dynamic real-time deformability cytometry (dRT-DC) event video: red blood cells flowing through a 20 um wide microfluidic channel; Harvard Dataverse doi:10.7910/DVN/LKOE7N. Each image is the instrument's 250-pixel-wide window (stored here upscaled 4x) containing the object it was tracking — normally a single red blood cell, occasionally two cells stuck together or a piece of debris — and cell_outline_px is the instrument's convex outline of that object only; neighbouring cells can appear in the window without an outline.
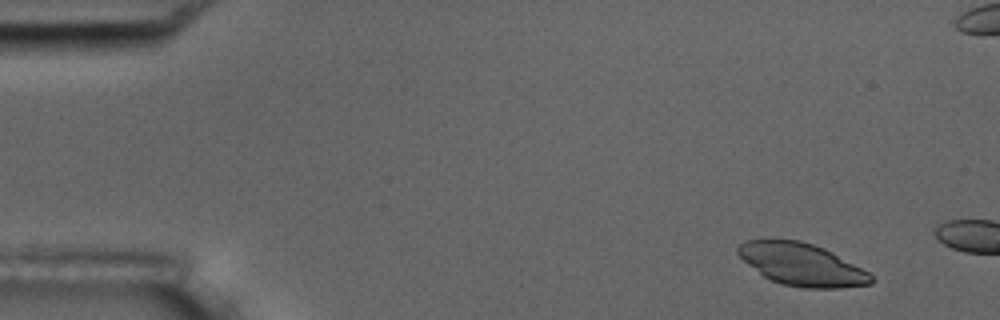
{"species": "common noctule bat (a hibernating species)", "species_latin": "Nyctalus noctula", "temperature_condition": "room temperature", "stored_images_in_passage": 3, "camera_frame_rate_fps": 3000, "um_per_image_px": 0.085, "animal": {"sex": "male", "body_mass_g": 17.5, "forearm_length_mm": 52.3}, "frame": {"image": 1, "passage_image": 1, "time_ms": 0.0, "image_size_px": [1000, 320], "cell_outline_px": [[876, 280], [872, 284], [840, 288], [804, 288], [780, 284], [764, 276], [744, 260], [736, 252], [736, 248], [744, 240], [772, 236], [800, 240], [824, 248], [868, 272]], "centroid_in_image_um": [68.1, 22.44], "position_along_channel_um": 16.9, "area_um2": 33.35}}